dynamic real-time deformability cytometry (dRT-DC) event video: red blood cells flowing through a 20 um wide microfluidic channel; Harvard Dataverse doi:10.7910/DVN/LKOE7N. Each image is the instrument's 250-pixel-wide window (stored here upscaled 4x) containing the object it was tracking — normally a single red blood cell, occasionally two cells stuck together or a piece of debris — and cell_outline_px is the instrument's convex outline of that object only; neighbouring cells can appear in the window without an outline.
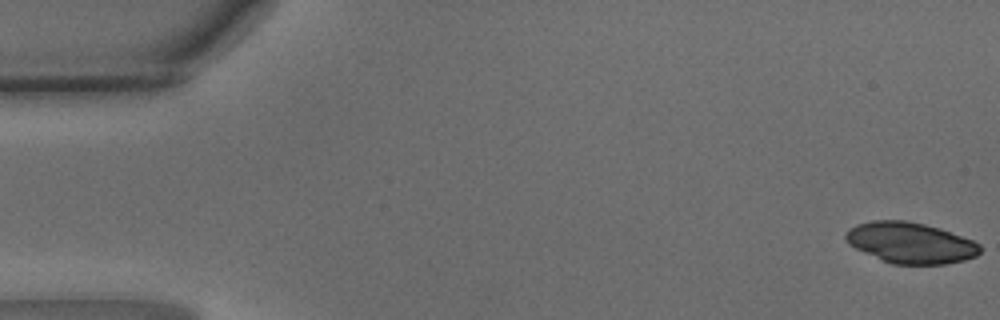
{"species": "common noctule bat (a hibernating species)", "species_latin": "Nyctalus noctula", "temperature_condition": "warm", "stored_images_in_passage": 47, "camera_frame_rate_fps": 3000, "um_per_image_px": 0.085, "animal": {"sex": "male", "body_mass_g": 15.6}, "frame": {"image": 1, "passage_image": 1, "time_ms": 0.0, "image_size_px": [1000, 320], "cell_outline_px": [[980, 252], [976, 256], [964, 260], [944, 264], [892, 264], [880, 260], [848, 244], [844, 236], [844, 232], [848, 228], [856, 224], [872, 220], [908, 220], [940, 228], [972, 240], [980, 244]], "centroid_in_image_um": [77.35, 20.63], "position_along_channel_um": 7.7, "area_um2": 32.19}}
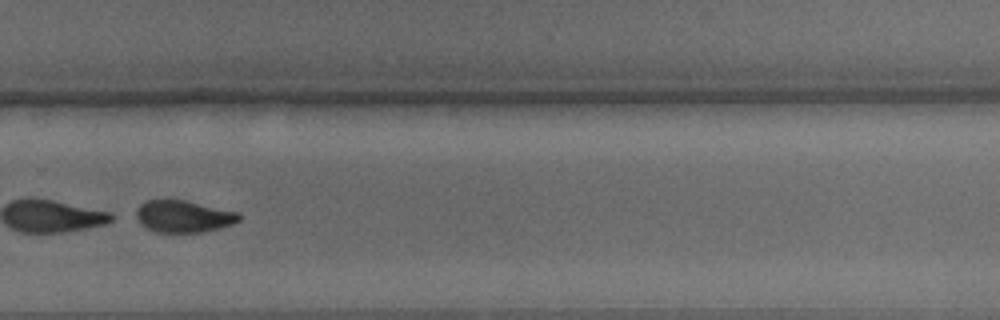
{"frame": {"image": 2, "passage_image": 33, "time_ms": 10.667, "image_size_px": [1000, 320], "cell_outline_px": [[240, 220], [232, 224], [220, 228], [200, 232], [156, 232], [140, 224], [132, 216], [136, 208], [140, 204], [148, 200], [184, 200], [240, 212]], "centroid_in_image_um": [15.55, 18.39], "position_along_channel_um": 314.2, "area_um2": 19.36}}